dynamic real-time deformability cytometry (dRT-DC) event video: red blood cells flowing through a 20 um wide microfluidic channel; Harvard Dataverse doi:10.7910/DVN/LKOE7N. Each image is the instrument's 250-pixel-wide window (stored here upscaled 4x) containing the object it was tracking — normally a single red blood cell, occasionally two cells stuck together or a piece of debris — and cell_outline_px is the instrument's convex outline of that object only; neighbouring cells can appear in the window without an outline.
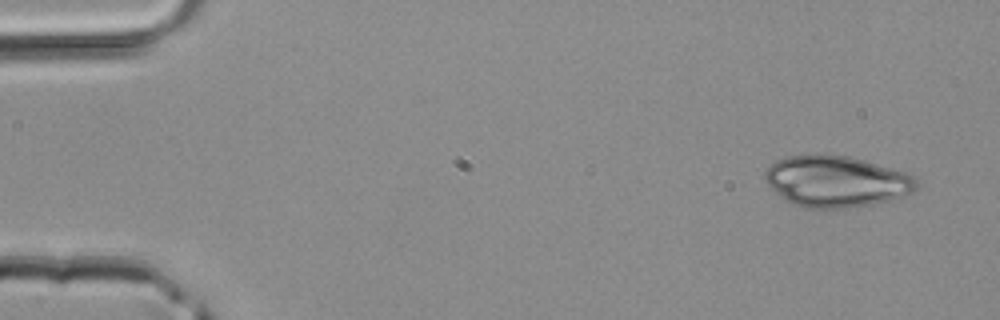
{"species": "common noctule bat (a hibernating species)", "species_latin": "Nyctalus noctula", "temperature_condition": "room temperature", "stored_images_in_passage": 6, "camera_frame_rate_fps": 3000, "um_per_image_px": 0.085, "animal": {"sex": "male", "body_mass_g": 20.4}, "frame": {"image": 1, "passage_image": 3, "time_ms": 0.667, "image_size_px": [1000, 320], "cell_outline_px": [[916, 188], [912, 192], [888, 200], [872, 204], [848, 208], [804, 208], [784, 200], [764, 180], [764, 172], [776, 160], [784, 156], [848, 156], [864, 160], [908, 172], [916, 176]], "centroid_in_image_um": [71.08, 15.43], "position_along_channel_um": 13.9, "area_um2": 44.85}}